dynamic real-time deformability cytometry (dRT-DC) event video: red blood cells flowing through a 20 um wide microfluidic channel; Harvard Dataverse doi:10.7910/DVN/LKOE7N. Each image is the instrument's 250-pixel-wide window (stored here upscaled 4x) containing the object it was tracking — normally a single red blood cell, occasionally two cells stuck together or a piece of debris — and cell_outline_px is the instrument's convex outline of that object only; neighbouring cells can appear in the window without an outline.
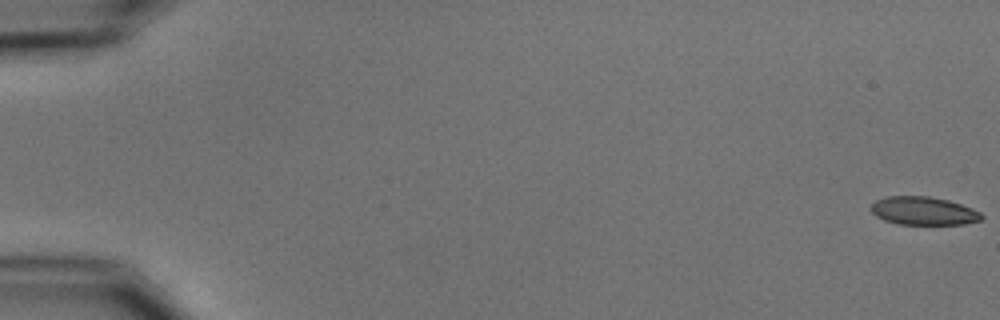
{"species": "common noctule bat (a hibernating species)", "species_latin": "Nyctalus noctula", "temperature_condition": "cold", "stored_images_in_passage": 5, "camera_frame_rate_fps": 3000, "um_per_image_px": 0.085, "animal": {"sex": "male", "body_mass_g": 15.6}, "frame": {"image": 1, "passage_image": 1, "time_ms": 0.0, "image_size_px": [1000, 320], "cell_outline_px": [[984, 216], [980, 220], [964, 224], [900, 224], [884, 220], [876, 216], [868, 208], [876, 200], [888, 196], [928, 196], [948, 200], [972, 208], [980, 212]], "centroid_in_image_um": [78.48, 17.92], "position_along_channel_um": 6.5, "area_um2": 18.15}}
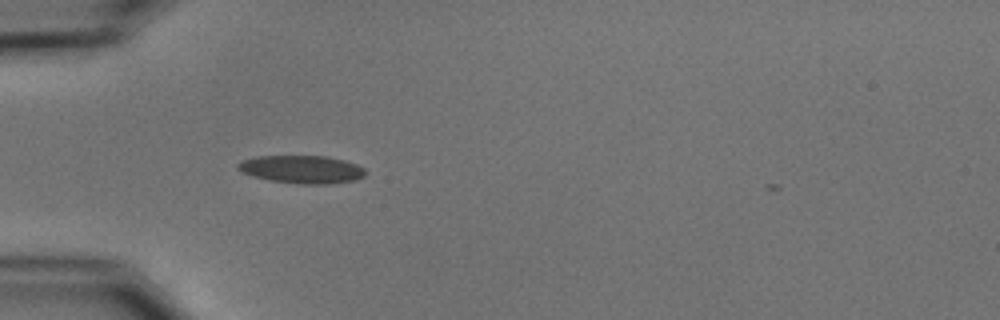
{"frame": {"image": 2, "passage_image": 5, "time_ms": 5.667, "image_size_px": [1000, 320], "cell_outline_px": [[368, 172], [364, 176], [356, 180], [328, 184], [300, 184], [272, 180], [252, 176], [236, 168], [236, 164], [244, 160], [256, 156], [328, 156], [344, 160], [356, 164], [364, 168]], "centroid_in_image_um": [25.7, 14.39], "position_along_channel_um": 59.3, "area_um2": 20.75}}